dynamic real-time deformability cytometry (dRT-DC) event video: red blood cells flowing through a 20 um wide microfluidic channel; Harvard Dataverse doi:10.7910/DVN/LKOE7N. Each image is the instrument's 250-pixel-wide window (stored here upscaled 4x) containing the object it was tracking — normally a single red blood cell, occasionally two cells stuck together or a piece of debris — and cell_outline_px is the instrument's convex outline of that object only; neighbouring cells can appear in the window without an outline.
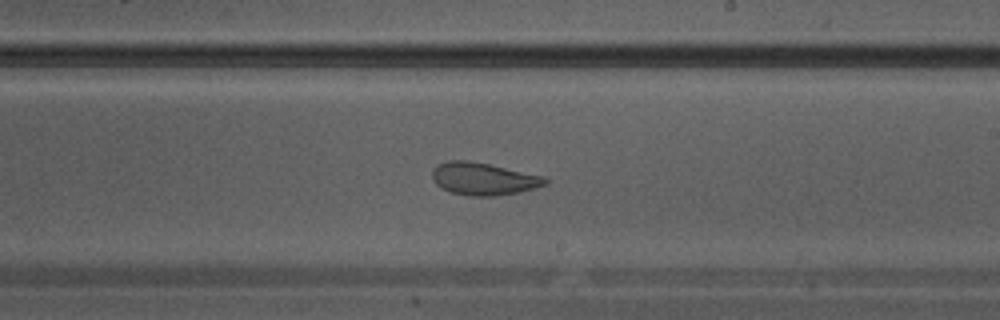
{"species": "Egyptian fruit bat (a non-hibernating species)", "species_latin": "Rousettus aegyptiacus", "temperature_condition": "warm", "stored_images_in_passage": 30, "camera_frame_rate_fps": 3000, "um_per_image_px": 0.085, "animal": {"sex": "male"}, "frame": {"image": 1, "passage_image": 18, "time_ms": 5.667, "image_size_px": [1000, 320], "cell_outline_px": [[548, 184], [516, 192], [492, 196], [472, 196], [452, 192], [440, 188], [432, 180], [432, 168], [448, 160], [468, 160], [488, 164], [544, 176], [548, 180]], "centroid_in_image_um": [41.05, 15.19], "position_along_channel_um": 247.9, "area_um2": 21.15}}